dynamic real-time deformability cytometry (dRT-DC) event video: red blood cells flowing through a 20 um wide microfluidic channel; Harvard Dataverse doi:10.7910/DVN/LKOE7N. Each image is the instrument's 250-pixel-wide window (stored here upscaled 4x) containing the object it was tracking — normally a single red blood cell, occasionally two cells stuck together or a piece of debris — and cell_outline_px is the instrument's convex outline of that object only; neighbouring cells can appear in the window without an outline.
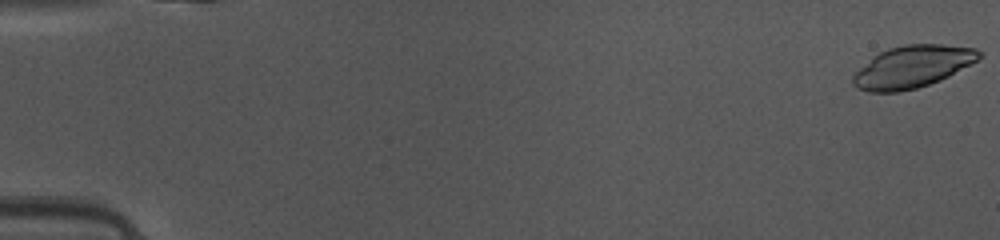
{"species": "common noctule bat (a hibernating species)", "species_latin": "Nyctalus noctula", "temperature_condition": "warm", "stored_images_in_passage": 48, "camera_frame_rate_fps": 3000, "um_per_image_px": 0.085, "animal": {"sex": "female", "body_mass_g": 10.0, "forearm_length_mm": 53.1}, "frame": {"image": 1, "passage_image": 1, "time_ms": 0.0, "image_size_px": [1000, 240], "cell_outline_px": [[984, 56], [948, 76], [940, 80], [916, 88], [900, 92], [868, 92], [856, 88], [852, 84], [852, 76], [860, 68], [880, 52], [888, 48], [904, 44], [944, 44], [976, 48]], "centroid_in_image_um": [77.55, 5.67], "position_along_channel_um": 7.4, "area_um2": 30.81}}